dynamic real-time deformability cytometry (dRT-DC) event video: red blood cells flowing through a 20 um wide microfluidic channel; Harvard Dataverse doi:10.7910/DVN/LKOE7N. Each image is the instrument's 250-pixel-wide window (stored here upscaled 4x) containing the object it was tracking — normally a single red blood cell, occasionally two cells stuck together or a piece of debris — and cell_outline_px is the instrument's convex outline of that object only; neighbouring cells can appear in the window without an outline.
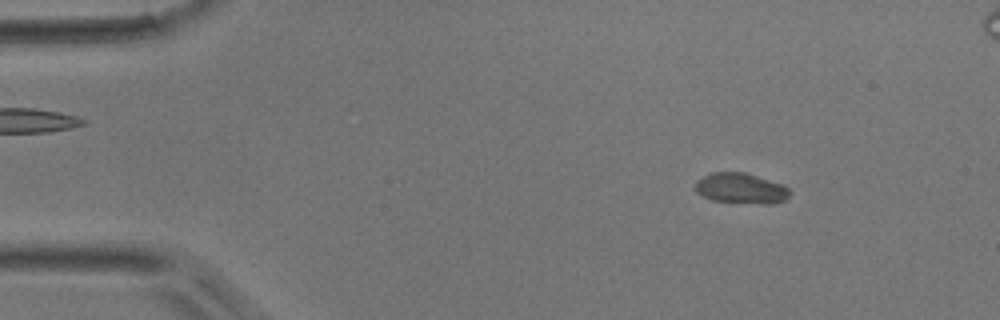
{"species": "common noctule bat (a hibernating species)", "species_latin": "Nyctalus noctula", "temperature_condition": "room temperature", "stored_images_in_passage": 53, "camera_frame_rate_fps": 3000, "um_per_image_px": 0.085, "animal": {"sex": "male", "body_mass_g": 17.9}, "frame": {"image": 1, "passage_image": 7, "time_ms": 2.0, "image_size_px": [1000, 320], "cell_outline_px": [[792, 192], [784, 200], [772, 204], [760, 204], [712, 200], [696, 192], [696, 180], [712, 172], [744, 172], [784, 184]], "centroid_in_image_um": [63.01, 16.01], "position_along_channel_um": 22.0, "area_um2": 16.82}}
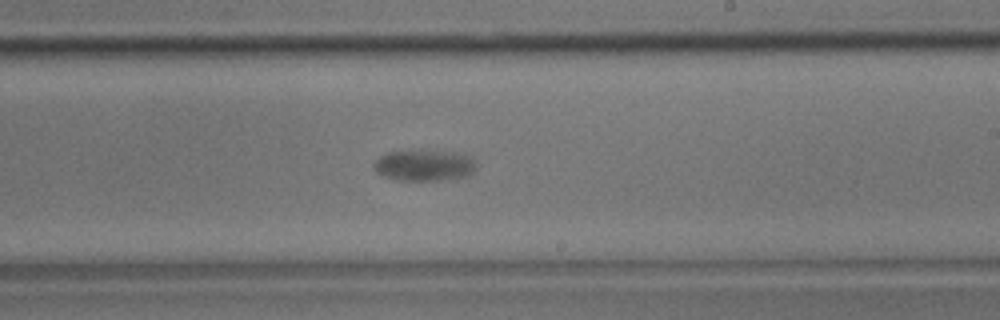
{"frame": {"image": 2, "passage_image": 31, "time_ms": 10.0, "image_size_px": [1000, 320], "cell_outline_px": [[476, 168], [468, 176], [440, 180], [396, 180], [384, 176], [376, 172], [372, 168], [372, 164], [380, 156], [388, 152], [420, 148], [424, 148], [464, 152], [472, 156], [476, 160]], "centroid_in_image_um": [36.1, 13.99], "position_along_channel_um": 252.9, "area_um2": 19.65}}
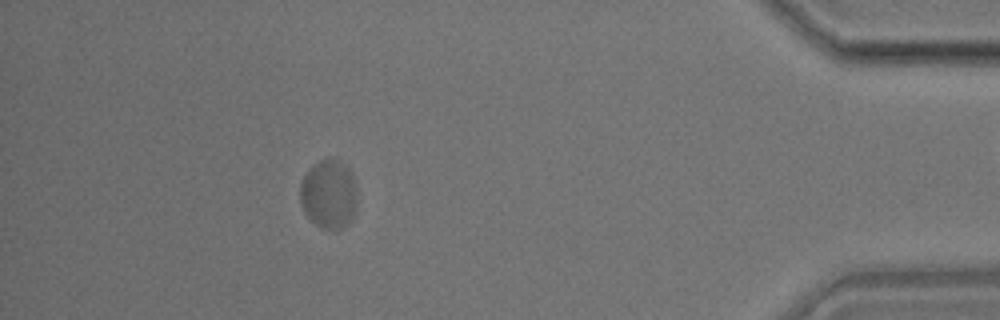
{"frame": {"image": 3, "passage_image": 47, "time_ms": 15.333, "image_size_px": [1000, 320], "cell_outline_px": [[356, 212], [352, 220], [348, 224], [340, 228], [320, 228], [304, 212], [300, 204], [300, 184], [304, 176], [320, 160], [336, 160], [348, 168], [352, 172], [356, 192]], "centroid_in_image_um": [27.96, 16.54], "position_along_channel_um": 407.2, "area_um2": 22.6}}